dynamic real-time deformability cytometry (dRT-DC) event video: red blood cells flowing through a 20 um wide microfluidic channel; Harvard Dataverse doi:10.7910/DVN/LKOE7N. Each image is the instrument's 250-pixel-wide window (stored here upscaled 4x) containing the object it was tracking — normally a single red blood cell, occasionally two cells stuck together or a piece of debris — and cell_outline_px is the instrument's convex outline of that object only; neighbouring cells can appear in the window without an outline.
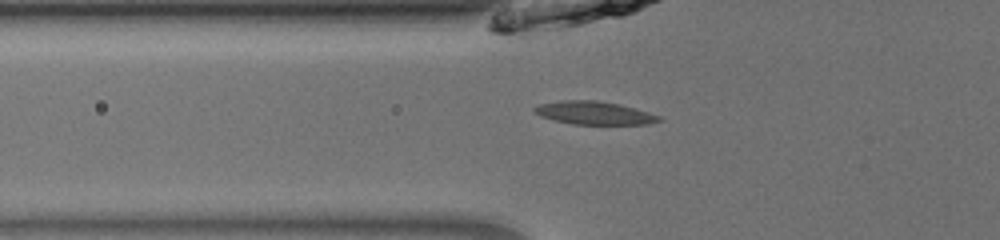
{"species": "common noctule bat (a hibernating species)", "species_latin": "Nyctalus noctula", "temperature_condition": "room temperature", "stored_images_in_passage": 46, "camera_frame_rate_fps": 3000, "um_per_image_px": 0.085, "animal": {"sex": "male", "body_mass_g": 13.0, "forearm_length_mm": 53.1}, "frame": {"image": 1, "passage_image": 14, "time_ms": 4.333, "image_size_px": [1000, 240], "cell_outline_px": [[664, 120], [648, 124], [572, 124], [540, 116], [532, 108], [540, 104], [560, 100], [596, 100], [620, 104], [648, 112], [660, 116]], "centroid_in_image_um": [50.53, 9.59], "position_along_channel_um": 75.3, "area_um2": 16.7}}
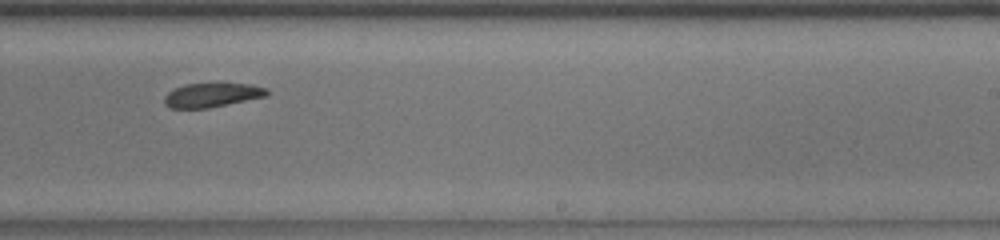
{"frame": {"image": 2, "passage_image": 29, "time_ms": 9.333, "image_size_px": [1000, 240], "cell_outline_px": [[268, 96], [208, 108], [168, 108], [164, 104], [164, 96], [168, 92], [184, 84], [252, 84], [268, 88]], "centroid_in_image_um": [18.02, 8.09], "position_along_channel_um": 271.0, "area_um2": 14.39}}
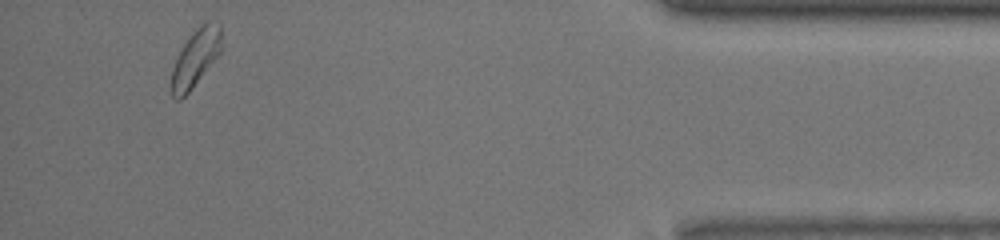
{"frame": {"image": 3, "passage_image": 44, "time_ms": 14.333, "image_size_px": [1000, 240], "cell_outline_px": [[220, 52], [192, 88], [180, 100], [176, 100], [172, 96], [172, 68], [188, 36], [200, 24], [208, 20], [220, 24]], "centroid_in_image_um": [16.61, 4.91], "position_along_channel_um": 418.6, "area_um2": 16.24}}